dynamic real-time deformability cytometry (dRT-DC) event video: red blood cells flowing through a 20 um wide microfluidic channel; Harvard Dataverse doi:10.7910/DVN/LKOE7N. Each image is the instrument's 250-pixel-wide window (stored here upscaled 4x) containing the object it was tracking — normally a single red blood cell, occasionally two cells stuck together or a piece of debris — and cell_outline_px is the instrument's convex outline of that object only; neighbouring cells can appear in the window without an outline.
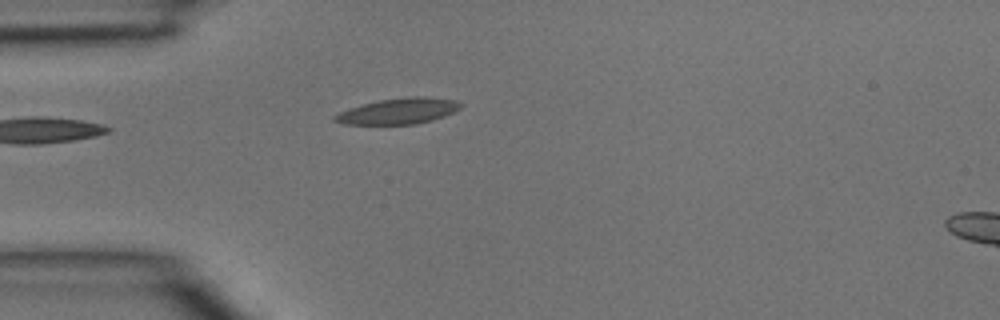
{"species": "common noctule bat (a hibernating species)", "species_latin": "Nyctalus noctula", "temperature_condition": "room temperature", "stored_images_in_passage": 1, "camera_frame_rate_fps": 3000, "um_per_image_px": 0.085, "animal": {"sex": "male", "body_mass_g": 15.6}, "frame": {"image": 1, "passage_image": 1, "time_ms": 0.0, "image_size_px": [1000, 320], "cell_outline_px": [[464, 104], [460, 108], [444, 116], [432, 120], [416, 124], [344, 124], [332, 120], [332, 116], [340, 112], [364, 104], [380, 100], [408, 96], [420, 96], [456, 100]], "centroid_in_image_um": [33.89, 9.44], "position_along_channel_um": 51.1, "area_um2": 18.79}}